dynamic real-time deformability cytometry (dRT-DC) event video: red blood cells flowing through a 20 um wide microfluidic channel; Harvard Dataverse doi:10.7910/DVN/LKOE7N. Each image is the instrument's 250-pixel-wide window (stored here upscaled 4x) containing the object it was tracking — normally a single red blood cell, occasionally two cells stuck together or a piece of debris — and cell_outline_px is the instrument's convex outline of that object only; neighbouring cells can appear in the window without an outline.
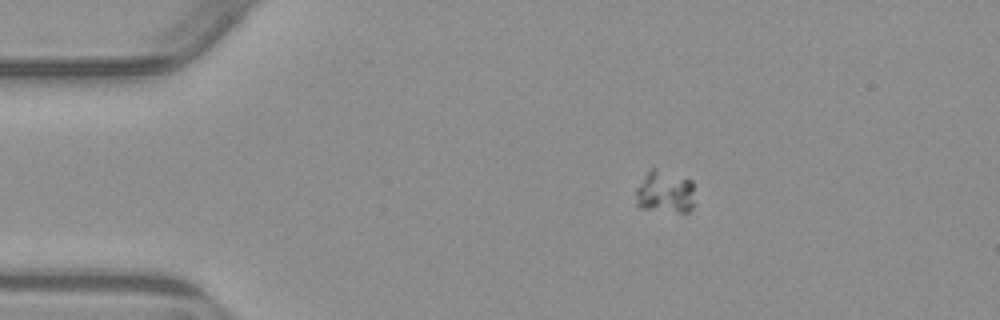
{"species": "common noctule bat (a hibernating species)", "species_latin": "Nyctalus noctula", "temperature_condition": "warm", "stored_images_in_passage": 6, "camera_frame_rate_fps": 3000, "um_per_image_px": 0.085, "animal": {"sex": "male", "body_mass_g": 23.1, "forearm_length_mm": 52.7}, "frame": {"image": 1, "passage_image": 2, "time_ms": 1.0, "image_size_px": [1000, 320], "cell_outline_px": [[696, 204], [684, 216], [640, 208], [636, 204], [636, 188], [648, 172], [652, 168], [656, 168], [692, 180]], "centroid_in_image_um": [56.58, 16.4], "position_along_channel_um": 28.4, "area_um2": 15.37}}
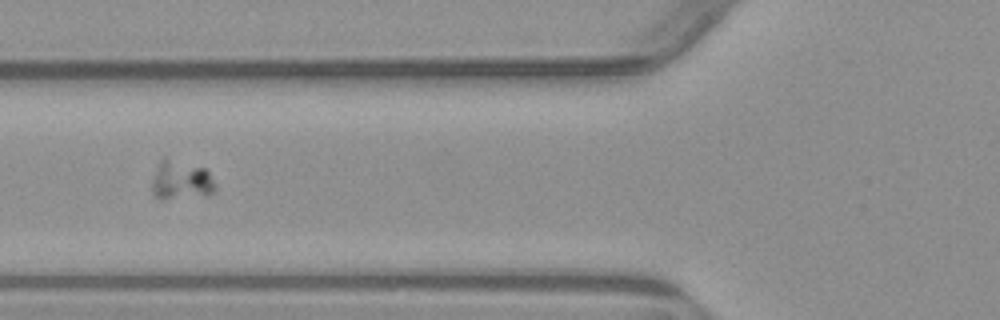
{"frame": {"image": 2, "passage_image": 5, "time_ms": 4.667, "image_size_px": [1000, 320], "cell_outline_px": [[216, 188], [208, 196], [160, 200], [152, 196], [152, 180], [160, 160], [164, 156], [204, 168], [208, 172], [216, 184]], "centroid_in_image_um": [15.37, 15.35], "position_along_channel_um": 110.4, "area_um2": 14.8}}
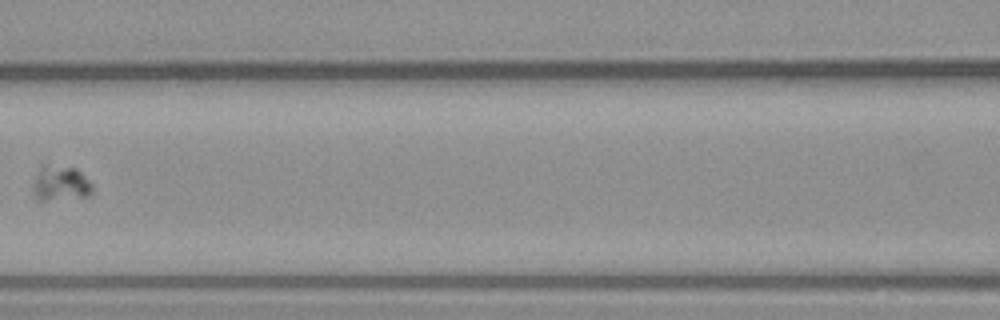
{"frame": {"image": 3, "passage_image": 6, "time_ms": 6.0, "image_size_px": [1000, 320], "cell_outline_px": [[92, 192], [88, 196], [48, 200], [36, 200], [32, 192], [32, 184], [40, 164], [44, 160], [76, 168], [92, 184]], "centroid_in_image_um": [5.06, 15.51], "position_along_channel_um": 161.5, "area_um2": 12.83}}